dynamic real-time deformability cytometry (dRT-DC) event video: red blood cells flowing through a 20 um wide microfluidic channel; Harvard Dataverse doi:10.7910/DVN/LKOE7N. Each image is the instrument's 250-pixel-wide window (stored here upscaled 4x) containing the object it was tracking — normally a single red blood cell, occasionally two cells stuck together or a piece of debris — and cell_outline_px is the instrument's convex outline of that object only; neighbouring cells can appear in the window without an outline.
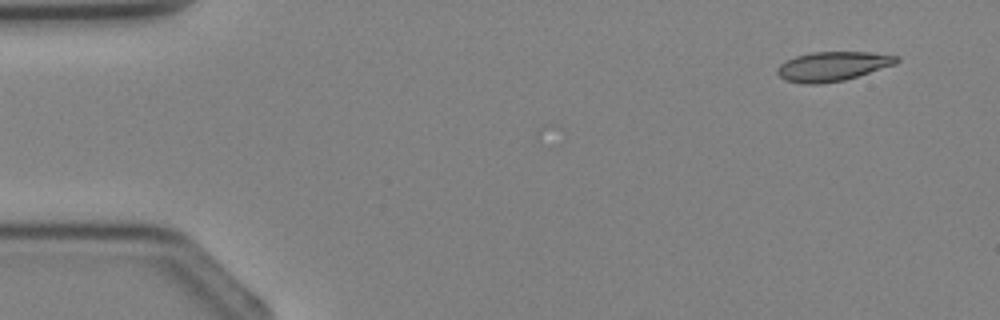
{"species": "Egyptian fruit bat (a non-hibernating species)", "species_latin": "Rousettus aegyptiacus", "temperature_condition": "cold", "stored_images_in_passage": 2, "camera_frame_rate_fps": 3000, "um_per_image_px": 0.085, "animal": {"sex": "female"}, "frame": {"image": 1, "passage_image": 1, "time_ms": 0.0, "image_size_px": [1000, 320], "cell_outline_px": [[900, 60], [896, 64], [844, 80], [820, 84], [804, 84], [784, 80], [776, 72], [776, 68], [780, 64], [796, 56], [812, 52], [868, 52], [900, 56]], "centroid_in_image_um": [70.77, 5.64], "position_along_channel_um": 14.2, "area_um2": 20.4}}